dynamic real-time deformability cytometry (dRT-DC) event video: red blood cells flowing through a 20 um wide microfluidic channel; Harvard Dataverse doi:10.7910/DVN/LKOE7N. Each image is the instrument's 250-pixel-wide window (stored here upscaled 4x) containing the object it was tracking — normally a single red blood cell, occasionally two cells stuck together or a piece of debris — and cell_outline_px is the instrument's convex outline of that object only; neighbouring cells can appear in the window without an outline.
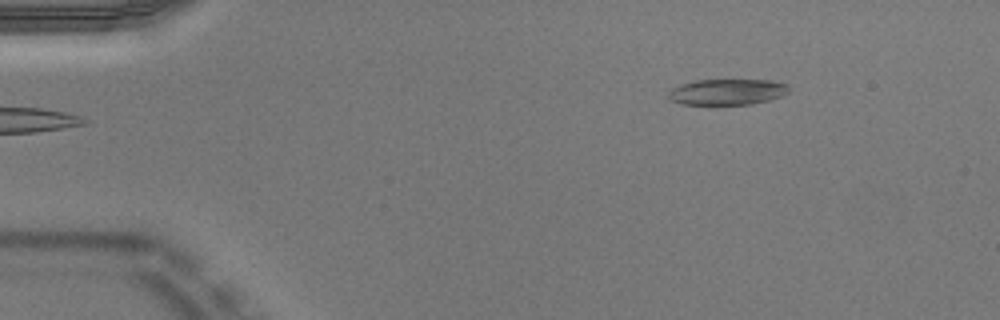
{"species": "Egyptian fruit bat (a non-hibernating species)", "species_latin": "Rousettus aegyptiacus", "temperature_condition": "warm", "stored_images_in_passage": 44, "camera_frame_rate_fps": 3000, "um_per_image_px": 0.085, "animal": {"sex": "male"}, "frame": {"image": 1, "passage_image": 1, "time_ms": 0.0, "image_size_px": [1000, 320], "cell_outline_px": [[788, 92], [780, 96], [768, 100], [752, 104], [716, 108], [680, 104], [668, 100], [668, 92], [672, 88], [680, 84], [696, 80], [772, 80], [788, 84]], "centroid_in_image_um": [61.72, 7.87], "position_along_channel_um": 23.3, "area_um2": 19.25}}
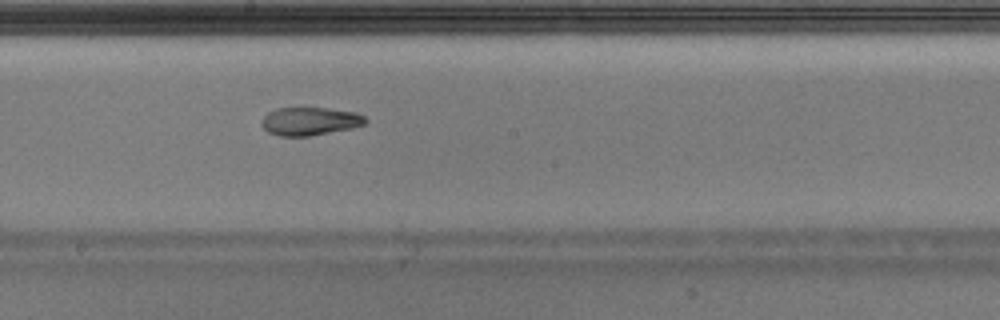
{"frame": {"image": 2, "passage_image": 22, "time_ms": 7.0, "image_size_px": [1000, 320], "cell_outline_px": [[368, 120], [364, 124], [352, 128], [308, 136], [280, 136], [268, 132], [260, 124], [260, 120], [268, 112], [276, 108], [328, 108], [356, 112], [364, 116]], "centroid_in_image_um": [26.32, 10.3], "position_along_channel_um": 221.9, "area_um2": 17.05}}
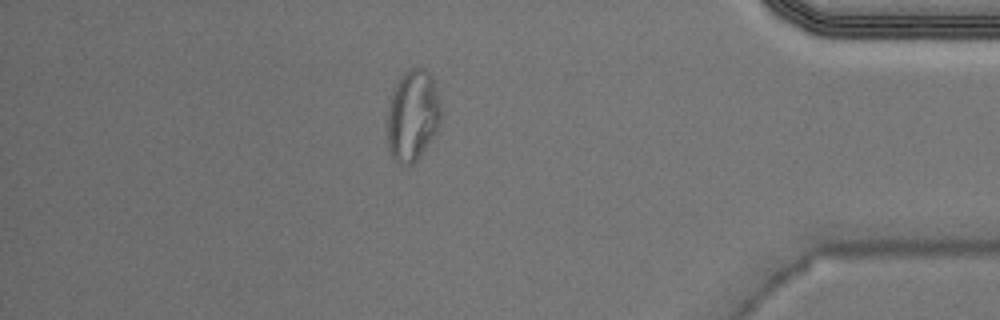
{"frame": {"image": 3, "passage_image": 38, "time_ms": 12.333, "image_size_px": [1000, 320], "cell_outline_px": [[440, 120], [436, 132], [416, 160], [412, 164], [400, 164], [392, 156], [388, 148], [388, 112], [392, 88], [400, 76], [408, 68], [424, 68], [432, 76], [436, 88], [440, 104]], "centroid_in_image_um": [35.06, 9.77], "position_along_channel_um": 400.1, "area_um2": 28.32}, "authors_computed_cell_mechanics": {"area_um2": 18.9006, "velocity_mm_per_s": 3.9823, "shape_relaxation_time_tau1_ms": null, "shape_relaxation_time_tau2_ms": 2.399, "deformation_change_tau1": null, "deformation_change_tau2": 0.089}}